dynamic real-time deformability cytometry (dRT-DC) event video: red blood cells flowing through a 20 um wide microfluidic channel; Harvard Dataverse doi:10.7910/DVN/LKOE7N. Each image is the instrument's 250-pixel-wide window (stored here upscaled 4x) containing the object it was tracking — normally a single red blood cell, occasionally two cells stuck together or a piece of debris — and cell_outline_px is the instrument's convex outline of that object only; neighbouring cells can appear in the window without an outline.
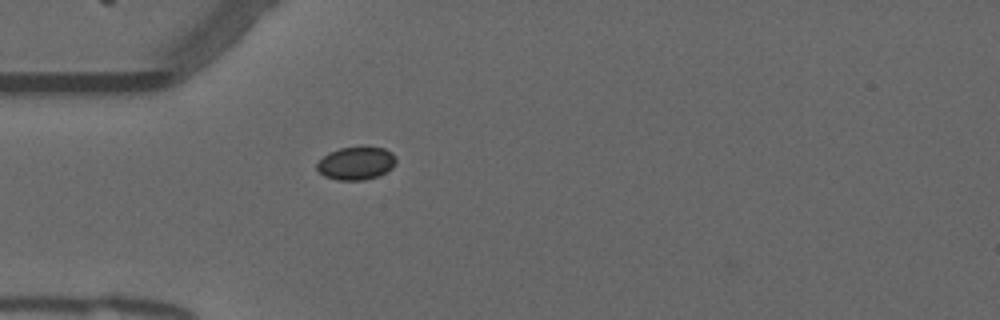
{"species": "common noctule bat (a hibernating species)", "species_latin": "Nyctalus noctula", "temperature_condition": "warm", "stored_images_in_passage": 40, "camera_frame_rate_fps": 3000, "um_per_image_px": 0.085, "animal": {"sex": "male", "forearm_length_mm": 52.5}, "frame": {"image": 1, "passage_image": 1, "time_ms": 0.0, "image_size_px": [1000, 320], "cell_outline_px": [[396, 160], [392, 168], [376, 176], [364, 180], [336, 180], [324, 176], [316, 168], [316, 164], [328, 152], [340, 148], [364, 144], [384, 148], [392, 152], [396, 156]], "centroid_in_image_um": [30.27, 13.83], "position_along_channel_um": 54.7, "area_um2": 15.61}}
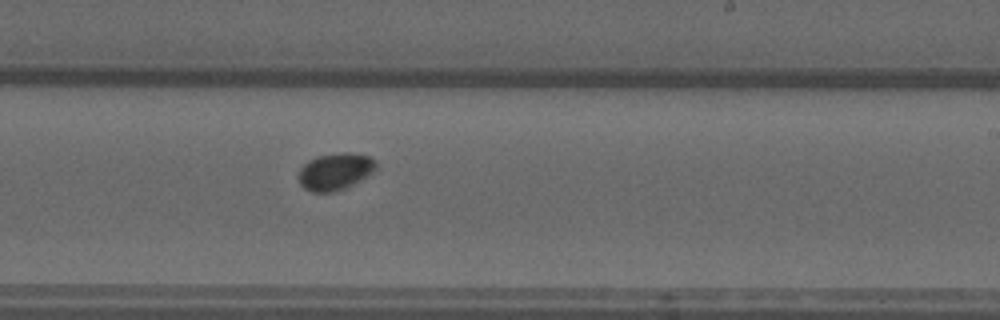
{"frame": {"image": 2, "passage_image": 18, "time_ms": 5.667, "image_size_px": [1000, 320], "cell_outline_px": [[376, 168], [372, 172], [352, 184], [344, 188], [332, 192], [312, 192], [304, 188], [300, 184], [296, 176], [300, 168], [308, 160], [320, 156], [340, 152], [348, 152], [368, 156], [376, 160]], "centroid_in_image_um": [28.44, 14.57], "position_along_channel_um": 260.6, "area_um2": 16.59}}
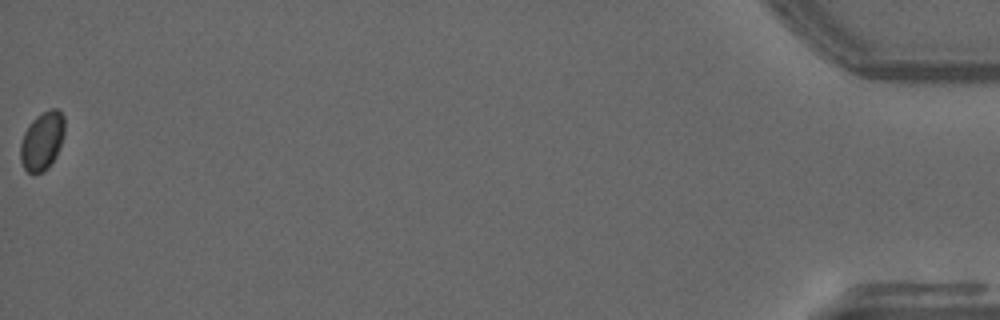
{"frame": {"image": 3, "passage_image": 40, "time_ms": 13.0, "image_size_px": [1000, 320], "cell_outline_px": [[64, 136], [56, 156], [48, 168], [44, 172], [28, 172], [24, 168], [20, 160], [20, 144], [24, 132], [32, 120], [36, 116], [52, 108], [56, 108], [64, 116]], "centroid_in_image_um": [3.58, 11.98], "position_along_channel_um": 431.6, "area_um2": 15.03}}